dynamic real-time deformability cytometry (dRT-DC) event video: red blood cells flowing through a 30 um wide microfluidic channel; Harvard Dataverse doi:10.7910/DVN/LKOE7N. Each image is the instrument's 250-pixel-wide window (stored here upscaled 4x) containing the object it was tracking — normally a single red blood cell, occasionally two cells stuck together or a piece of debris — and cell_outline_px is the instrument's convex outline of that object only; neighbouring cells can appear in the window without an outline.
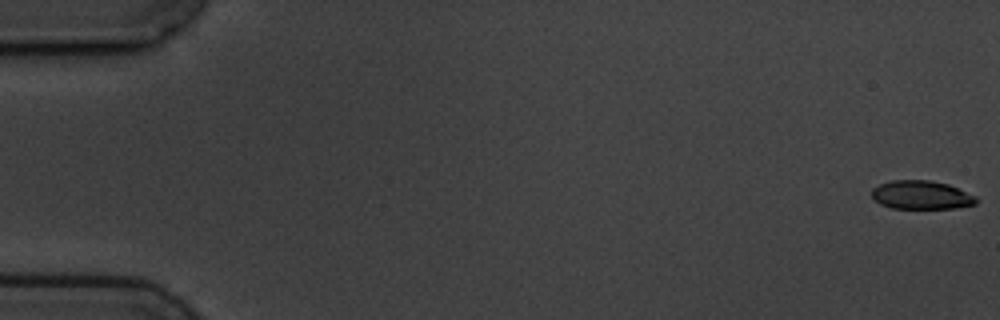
{"species": "common noctule bat (a hibernating species)", "species_latin": "Nyctalus noctula", "temperature_condition": "cold", "stored_images_in_passage": 7, "camera_frame_rate_fps": 3000, "um_per_image_px": 0.085, "animal": {"sex": "male", "body_mass_g": 19.5, "forearm_length_mm": 54.6}, "frame": {"image": 1, "passage_image": 1, "time_ms": 0.0, "image_size_px": [1000, 320], "cell_outline_px": [[980, 200], [976, 204], [952, 208], [892, 208], [880, 204], [872, 200], [872, 188], [880, 184], [892, 180], [928, 180], [948, 184], [976, 196]], "centroid_in_image_um": [78.3, 16.57], "position_along_channel_um": 6.7, "area_um2": 17.46}}
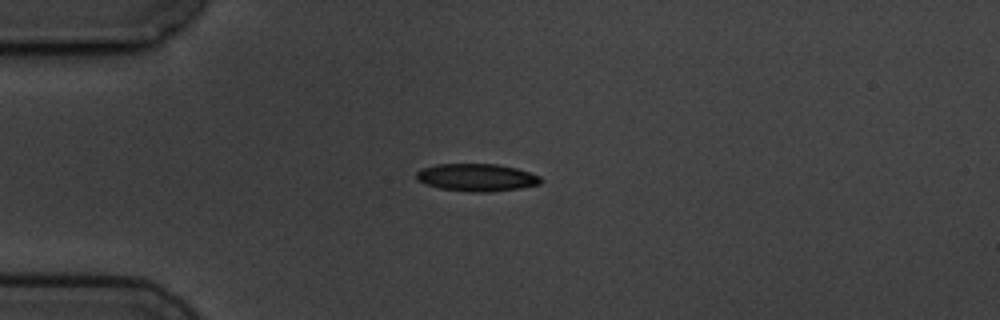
{"frame": {"image": 2, "passage_image": 5, "time_ms": 4.667, "image_size_px": [1000, 320], "cell_outline_px": [[544, 180], [540, 184], [520, 188], [488, 192], [472, 192], [440, 188], [424, 184], [416, 180], [416, 172], [420, 168], [436, 164], [496, 164], [516, 168], [540, 176]], "centroid_in_image_um": [40.49, 15.08], "position_along_channel_um": 44.5, "area_um2": 20.06}}
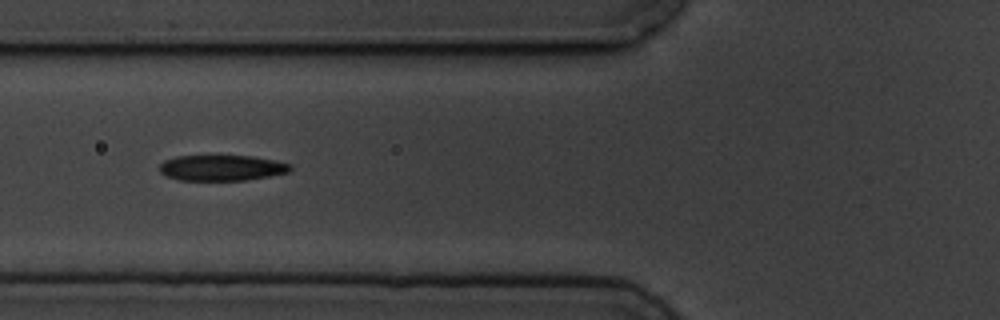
{"frame": {"image": 3, "passage_image": 7, "time_ms": 7.0, "image_size_px": [1000, 320], "cell_outline_px": [[292, 168], [288, 172], [268, 176], [244, 180], [180, 180], [168, 176], [160, 172], [160, 164], [164, 160], [176, 156], [252, 156], [292, 164]], "centroid_in_image_um": [18.84, 14.26], "position_along_channel_um": 107.0, "area_um2": 19.36}}